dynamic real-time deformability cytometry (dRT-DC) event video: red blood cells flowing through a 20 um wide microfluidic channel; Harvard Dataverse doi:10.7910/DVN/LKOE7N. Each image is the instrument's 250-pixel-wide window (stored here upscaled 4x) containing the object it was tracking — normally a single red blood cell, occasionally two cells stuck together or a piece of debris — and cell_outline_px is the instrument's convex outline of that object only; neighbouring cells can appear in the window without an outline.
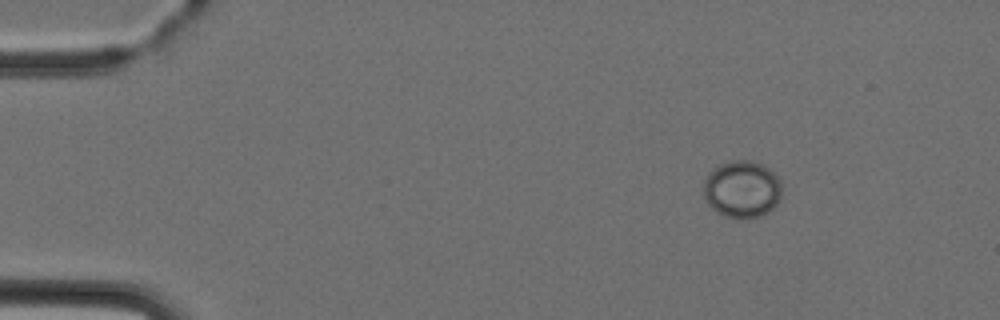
{"species": "Egyptian fruit bat (a non-hibernating species)", "species_latin": "Rousettus aegyptiacus", "temperature_condition": "cold", "stored_images_in_passage": 4, "camera_frame_rate_fps": 3000, "um_per_image_px": 0.085, "animal": {"sex": "female"}, "frame": {"image": 1, "passage_image": 1, "time_ms": 0.0, "image_size_px": [1000, 320], "cell_outline_px": [[780, 200], [768, 212], [760, 216], [744, 220], [740, 220], [724, 216], [716, 212], [708, 204], [704, 196], [704, 180], [708, 172], [720, 164], [732, 160], [752, 160], [764, 164], [780, 180]], "centroid_in_image_um": [63.05, 16.09], "position_along_channel_um": 21.9, "area_um2": 26.41}}